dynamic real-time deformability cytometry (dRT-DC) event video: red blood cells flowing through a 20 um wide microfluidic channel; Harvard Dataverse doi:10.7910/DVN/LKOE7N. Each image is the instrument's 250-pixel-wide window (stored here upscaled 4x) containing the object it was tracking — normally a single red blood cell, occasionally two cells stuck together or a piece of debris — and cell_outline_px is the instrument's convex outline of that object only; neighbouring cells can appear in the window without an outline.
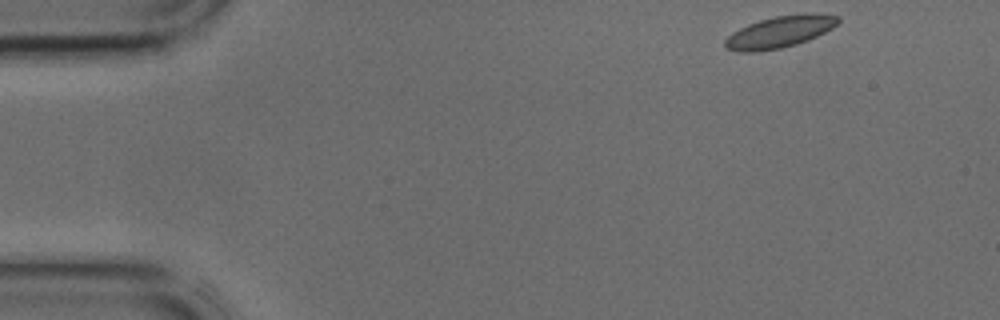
{"species": "common noctule bat (a hibernating species)", "species_latin": "Nyctalus noctula", "temperature_condition": "cold", "stored_images_in_passage": 39, "camera_frame_rate_fps": 3000, "um_per_image_px": 0.085, "animal": {"sex": "male", "body_mass_g": 17.9, "forearm_length_mm": 54.2}, "frame": {"image": 1, "passage_image": 1, "time_ms": 0.0, "image_size_px": [1000, 320], "cell_outline_px": [[840, 20], [832, 28], [808, 40], [796, 44], [780, 48], [756, 52], [740, 52], [724, 48], [724, 40], [732, 32], [748, 24], [760, 20], [776, 16], [804, 12], [812, 12], [840, 16]], "centroid_in_image_um": [66.27, 2.7], "position_along_channel_um": 18.7, "area_um2": 21.04}}
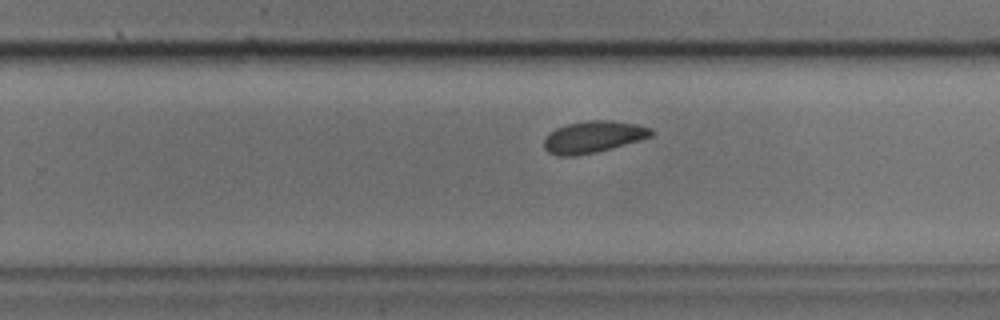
{"frame": {"image": 2, "passage_image": 24, "time_ms": 7.667, "image_size_px": [1000, 320], "cell_outline_px": [[656, 132], [652, 136], [596, 152], [576, 156], [556, 156], [548, 152], [544, 148], [544, 140], [548, 132], [556, 128], [568, 124], [588, 120], [612, 120], [636, 124], [652, 128]], "centroid_in_image_um": [50.41, 11.63], "position_along_channel_um": 279.4, "area_um2": 19.88}}
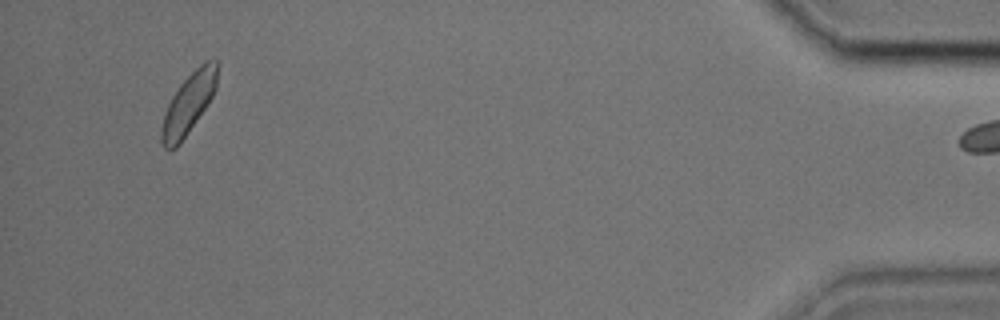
{"frame": {"image": 3, "passage_image": 38, "time_ms": 12.333, "image_size_px": [1000, 320], "cell_outline_px": [[220, 64], [216, 88], [208, 104], [180, 144], [176, 148], [164, 148], [160, 140], [160, 132], [164, 112], [172, 96], [180, 84], [204, 60], [220, 60]], "centroid_in_image_um": [16.05, 8.77], "position_along_channel_um": 419.2, "area_um2": 19.88}}